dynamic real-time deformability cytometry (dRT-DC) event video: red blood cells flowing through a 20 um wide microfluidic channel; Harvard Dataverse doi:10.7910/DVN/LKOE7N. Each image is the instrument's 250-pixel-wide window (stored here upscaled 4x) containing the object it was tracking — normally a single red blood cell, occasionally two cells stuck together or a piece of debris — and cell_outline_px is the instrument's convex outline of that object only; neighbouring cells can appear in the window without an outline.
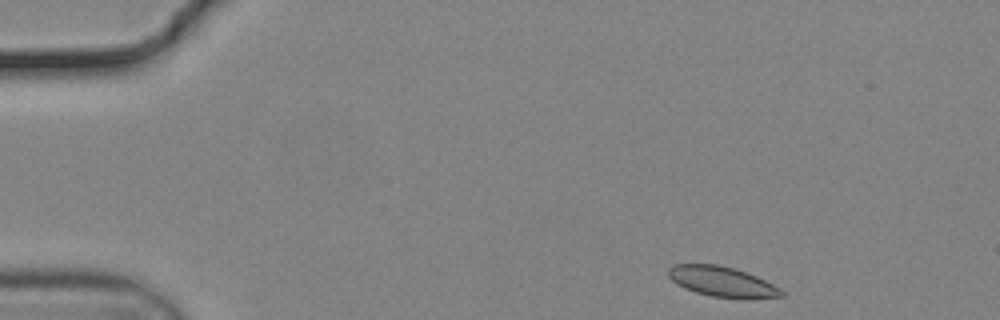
{"species": "common noctule bat (a hibernating species)", "species_latin": "Nyctalus noctula", "temperature_condition": "cold", "stored_images_in_passage": 49, "camera_frame_rate_fps": 3000, "um_per_image_px": 0.085, "animal": {"sex": "male", "body_mass_g": 19.2, "forearm_length_mm": 51.8}, "frame": {"image": 1, "passage_image": 1, "time_ms": 0.0, "image_size_px": [1000, 320], "cell_outline_px": [[784, 296], [712, 296], [696, 292], [684, 288], [676, 284], [668, 276], [668, 268], [676, 264], [716, 264], [732, 268], [756, 276], [780, 288], [784, 292]], "centroid_in_image_um": [61.27, 23.89], "position_along_channel_um": 23.7, "area_um2": 18.96}}
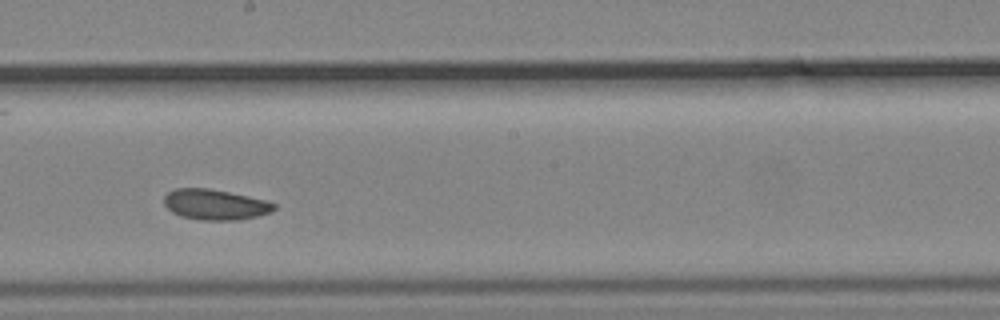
{"frame": {"image": 2, "passage_image": 25, "time_ms": 8.0, "image_size_px": [1000, 320], "cell_outline_px": [[276, 208], [272, 212], [256, 216], [236, 220], [200, 220], [180, 216], [172, 212], [164, 204], [164, 196], [168, 192], [176, 188], [208, 188], [248, 196], [264, 200], [276, 204]], "centroid_in_image_um": [18.27, 17.39], "position_along_channel_um": 229.9, "area_um2": 19.48}}
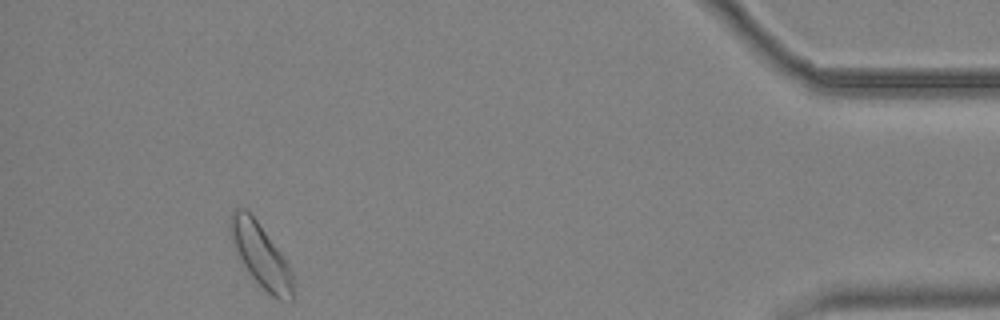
{"frame": {"image": 3, "passage_image": 45, "time_ms": 14.667, "image_size_px": [1000, 320], "cell_outline_px": [[292, 300], [280, 300], [272, 296], [248, 272], [232, 244], [228, 236], [228, 220], [232, 212], [236, 208], [244, 208], [256, 220], [288, 264], [292, 272]], "centroid_in_image_um": [22.1, 21.66], "position_along_channel_um": 413.1, "area_um2": 22.66}, "authors_computed_cell_mechanics": {"area_um2": 20.2878, "velocity_mm_per_s": 3.6682, "shape_relaxation_time_tau1_ms": null, "shape_relaxation_time_tau2_ms": 4.8319, "deformation_change_tau1": null, "deformation_change_tau2": 0.079}}